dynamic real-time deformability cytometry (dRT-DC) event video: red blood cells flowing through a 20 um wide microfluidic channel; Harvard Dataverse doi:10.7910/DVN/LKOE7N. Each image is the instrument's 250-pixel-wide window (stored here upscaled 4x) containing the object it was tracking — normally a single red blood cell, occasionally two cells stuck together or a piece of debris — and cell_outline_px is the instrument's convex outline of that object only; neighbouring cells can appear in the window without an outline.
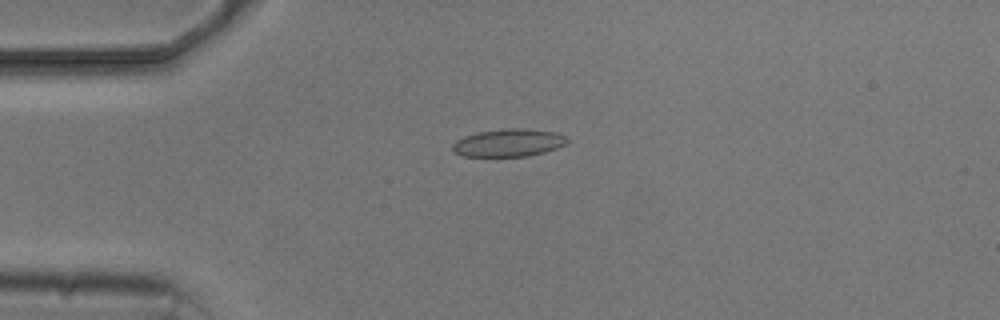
{"species": "common noctule bat (a hibernating species)", "species_latin": "Nyctalus noctula", "temperature_condition": "cold", "stored_images_in_passage": 3, "camera_frame_rate_fps": 3000, "um_per_image_px": 0.085, "animal": {"sex": "male", "body_mass_g": 20.5, "forearm_length_mm": 52.5}, "frame": {"image": 1, "passage_image": 3, "time_ms": 3.0, "image_size_px": [1000, 320], "cell_outline_px": [[568, 144], [544, 152], [528, 156], [464, 156], [452, 152], [452, 144], [456, 140], [464, 136], [476, 132], [508, 128], [524, 128], [556, 132], [564, 136], [568, 140]], "centroid_in_image_um": [43.21, 12.13], "position_along_channel_um": 41.8, "area_um2": 18.61}}